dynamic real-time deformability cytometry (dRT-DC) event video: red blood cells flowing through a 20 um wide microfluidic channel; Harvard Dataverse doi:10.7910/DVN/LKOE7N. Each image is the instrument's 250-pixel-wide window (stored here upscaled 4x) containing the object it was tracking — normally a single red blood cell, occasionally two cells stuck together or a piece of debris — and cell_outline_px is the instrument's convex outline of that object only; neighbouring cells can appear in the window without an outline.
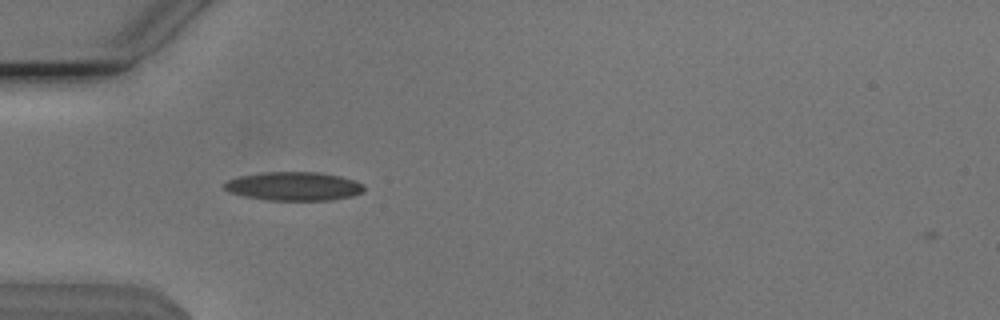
{"species": "Egyptian fruit bat (a non-hibernating species)", "species_latin": "Rousettus aegyptiacus", "temperature_condition": "cold", "stored_images_in_passage": 34, "camera_frame_rate_fps": 3000, "um_per_image_px": 0.085, "animal": {"sex": "male"}, "frame": {"image": 1, "passage_image": 2, "time_ms": 0.333, "image_size_px": [1000, 320], "cell_outline_px": [[364, 192], [352, 196], [332, 200], [268, 200], [244, 196], [228, 192], [220, 184], [228, 180], [240, 176], [264, 172], [316, 172], [340, 176], [364, 184]], "centroid_in_image_um": [24.95, 15.83], "position_along_channel_um": 60.0, "area_um2": 23.41}}
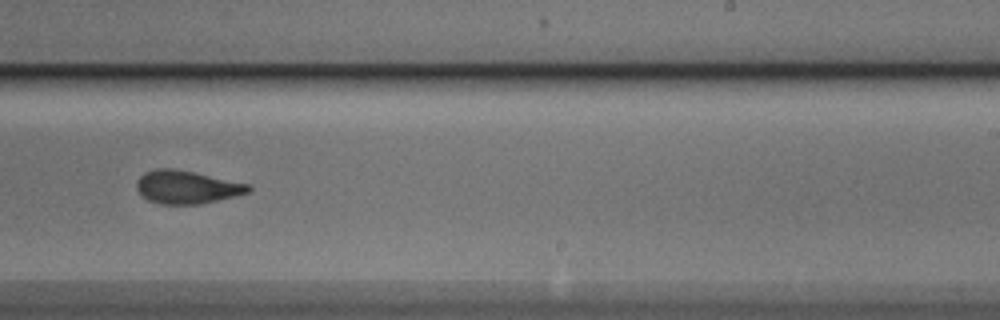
{"frame": {"image": 2, "passage_image": 19, "time_ms": 6.0, "image_size_px": [1000, 320], "cell_outline_px": [[252, 192], [200, 204], [160, 204], [148, 200], [140, 196], [136, 188], [136, 180], [144, 172], [156, 168], [172, 168], [196, 172], [252, 184]], "centroid_in_image_um": [15.89, 15.89], "position_along_channel_um": 273.1, "area_um2": 22.02}}
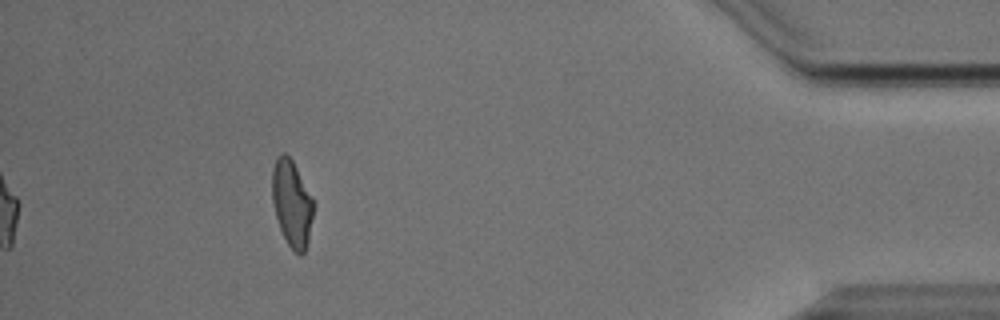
{"frame": {"image": 3, "passage_image": 34, "time_ms": 11.0, "image_size_px": [1000, 320], "cell_outline_px": [[316, 204], [308, 240], [304, 252], [300, 256], [288, 244], [280, 228], [276, 216], [272, 200], [272, 168], [276, 156], [280, 152], [284, 152], [292, 160], [312, 196]], "centroid_in_image_um": [24.82, 17.25], "position_along_channel_um": 410.4, "area_um2": 20.98}, "authors_computed_cell_mechanics": {"area_um2": 21.7328, "velocity_mm_per_s": 3.8366, "shape_relaxation_time_tau1_ms": 3.8398, "shape_relaxation_time_tau2_ms": 2.2623, "deformation_change_tau1": 0.1829, "deformation_change_tau2": 0.1031}}